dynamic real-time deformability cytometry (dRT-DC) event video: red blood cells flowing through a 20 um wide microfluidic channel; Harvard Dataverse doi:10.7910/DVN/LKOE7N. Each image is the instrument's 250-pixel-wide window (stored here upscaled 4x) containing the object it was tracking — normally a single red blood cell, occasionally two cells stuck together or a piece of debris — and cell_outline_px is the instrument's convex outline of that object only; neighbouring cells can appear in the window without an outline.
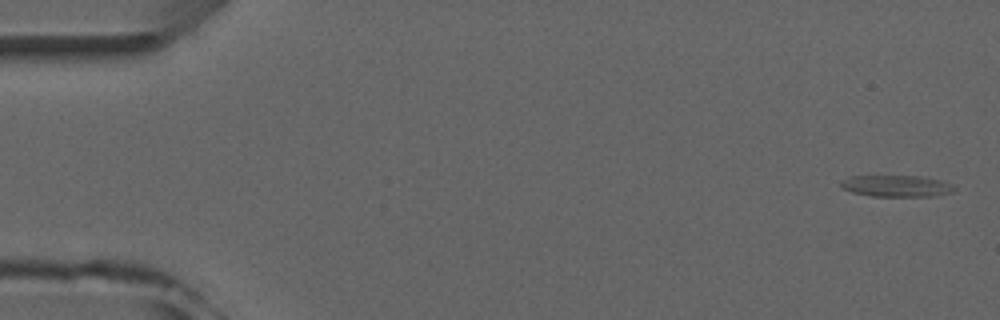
{"species": "common noctule bat (a hibernating species)", "species_latin": "Nyctalus noctula", "temperature_condition": "room temperature", "stored_images_in_passage": 6, "segment_of_instrument_passage": [2, 2], "camera_frame_rate_fps": 3000, "um_per_image_px": 0.085, "animal": {"sex": "male", "forearm_length_mm": 52.5}, "frame": {"image": 1, "passage_image": 6, "time_ms": 5.667, "image_size_px": [1000, 320], "cell_outline_px": [[956, 188], [952, 192], [932, 196], [872, 196], [852, 192], [844, 188], [840, 184], [840, 180], [848, 176], [924, 176], [940, 180], [952, 184]], "centroid_in_image_um": [76.2, 15.8], "position_along_channel_um": 8.8, "area_um2": 14.22}}